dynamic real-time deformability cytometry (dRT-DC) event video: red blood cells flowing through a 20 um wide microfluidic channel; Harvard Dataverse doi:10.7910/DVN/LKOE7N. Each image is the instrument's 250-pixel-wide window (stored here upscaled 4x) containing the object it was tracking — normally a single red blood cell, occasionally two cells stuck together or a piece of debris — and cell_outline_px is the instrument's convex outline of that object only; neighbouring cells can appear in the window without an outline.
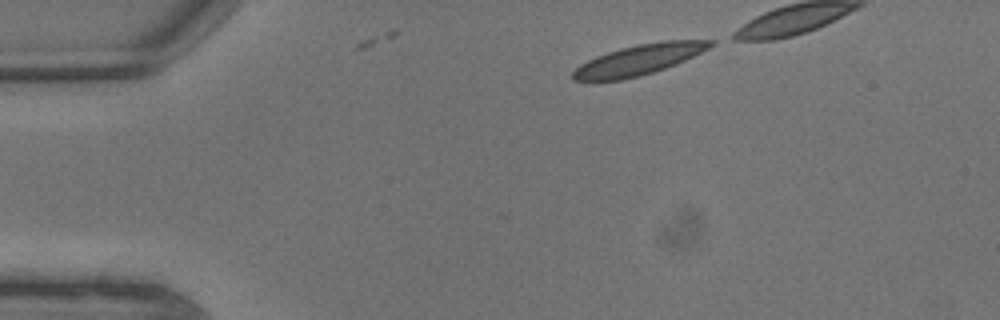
{"species": "common noctule bat (a hibernating species)", "species_latin": "Nyctalus noctula", "temperature_condition": "warm", "stored_images_in_passage": 3, "camera_frame_rate_fps": 3000, "um_per_image_px": 0.085, "animal": {"sex": "male", "body_mass_g": 13.3}, "frame": {"image": 1, "passage_image": 1, "time_ms": 0.0, "image_size_px": [1000, 320], "cell_outline_px": [[716, 44], [676, 64], [640, 76], [620, 80], [572, 80], [572, 72], [580, 64], [596, 56], [620, 48], [640, 44], [664, 40], [716, 40]], "centroid_in_image_um": [54.31, 5.07], "position_along_channel_um": 30.7, "area_um2": 23.99}}